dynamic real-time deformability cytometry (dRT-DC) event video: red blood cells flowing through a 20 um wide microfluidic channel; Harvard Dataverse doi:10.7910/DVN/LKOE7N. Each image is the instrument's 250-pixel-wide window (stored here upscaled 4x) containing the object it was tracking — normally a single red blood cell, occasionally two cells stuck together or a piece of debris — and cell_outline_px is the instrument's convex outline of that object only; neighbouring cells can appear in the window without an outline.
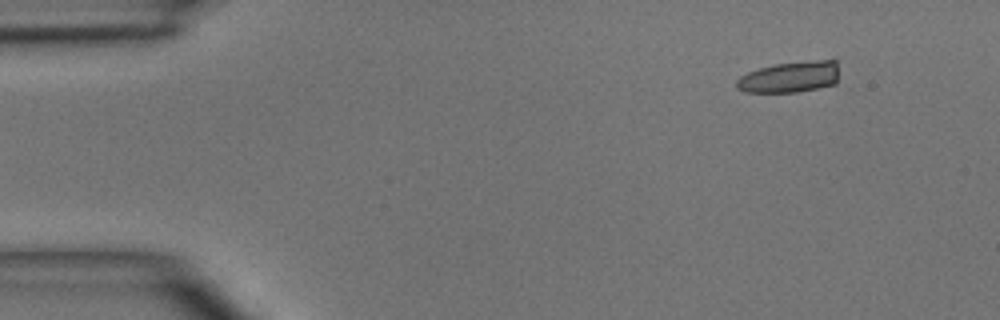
{"species": "common noctule bat (a hibernating species)", "species_latin": "Nyctalus noctula", "temperature_condition": "room temperature", "stored_images_in_passage": 2, "camera_frame_rate_fps": 3000, "um_per_image_px": 0.085, "animal": {"sex": "male", "body_mass_g": 15.6}, "frame": {"image": 1, "passage_image": 2, "time_ms": 1.0, "image_size_px": [1000, 320], "cell_outline_px": [[836, 84], [796, 92], [744, 92], [736, 88], [736, 80], [740, 76], [748, 72], [772, 64], [832, 56], [836, 56]], "centroid_in_image_um": [67.18, 6.49], "position_along_channel_um": 17.8, "area_um2": 19.25}}